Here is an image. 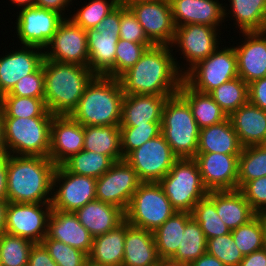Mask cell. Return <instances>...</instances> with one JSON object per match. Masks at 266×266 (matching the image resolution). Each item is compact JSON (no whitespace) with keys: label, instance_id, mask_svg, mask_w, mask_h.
<instances>
[{"label":"cell","instance_id":"f1b7e54d","mask_svg":"<svg viewBox=\"0 0 266 266\" xmlns=\"http://www.w3.org/2000/svg\"><path fill=\"white\" fill-rule=\"evenodd\" d=\"M228 118L243 147L261 145L266 139V111L247 103Z\"/></svg>","mask_w":266,"mask_h":266},{"label":"cell","instance_id":"4dcf8cb0","mask_svg":"<svg viewBox=\"0 0 266 266\" xmlns=\"http://www.w3.org/2000/svg\"><path fill=\"white\" fill-rule=\"evenodd\" d=\"M178 94L189 104L192 115L200 129L219 124L228 118V115L208 93L194 90L184 80Z\"/></svg>","mask_w":266,"mask_h":266},{"label":"cell","instance_id":"1f68e13d","mask_svg":"<svg viewBox=\"0 0 266 266\" xmlns=\"http://www.w3.org/2000/svg\"><path fill=\"white\" fill-rule=\"evenodd\" d=\"M125 245V220L113 230L93 239L88 259L106 266H122Z\"/></svg>","mask_w":266,"mask_h":266},{"label":"cell","instance_id":"a7ac6f4b","mask_svg":"<svg viewBox=\"0 0 266 266\" xmlns=\"http://www.w3.org/2000/svg\"><path fill=\"white\" fill-rule=\"evenodd\" d=\"M262 216L264 217L265 222H266V210L262 213Z\"/></svg>","mask_w":266,"mask_h":266},{"label":"cell","instance_id":"f6af8a7d","mask_svg":"<svg viewBox=\"0 0 266 266\" xmlns=\"http://www.w3.org/2000/svg\"><path fill=\"white\" fill-rule=\"evenodd\" d=\"M117 6V0H90L81 9H78L73 16L68 15V18L87 30L98 25Z\"/></svg>","mask_w":266,"mask_h":266},{"label":"cell","instance_id":"89a4df30","mask_svg":"<svg viewBox=\"0 0 266 266\" xmlns=\"http://www.w3.org/2000/svg\"><path fill=\"white\" fill-rule=\"evenodd\" d=\"M262 32H263V33L265 34V36H266V24H265V26H264Z\"/></svg>","mask_w":266,"mask_h":266},{"label":"cell","instance_id":"e0dca14e","mask_svg":"<svg viewBox=\"0 0 266 266\" xmlns=\"http://www.w3.org/2000/svg\"><path fill=\"white\" fill-rule=\"evenodd\" d=\"M136 16L148 40L154 46H170L175 36L169 0L132 4L128 7Z\"/></svg>","mask_w":266,"mask_h":266},{"label":"cell","instance_id":"03108f58","mask_svg":"<svg viewBox=\"0 0 266 266\" xmlns=\"http://www.w3.org/2000/svg\"><path fill=\"white\" fill-rule=\"evenodd\" d=\"M118 1V5H122L125 7H129L132 4H136V3H144V2H152V1H160V0H117Z\"/></svg>","mask_w":266,"mask_h":266},{"label":"cell","instance_id":"9f6ffc18","mask_svg":"<svg viewBox=\"0 0 266 266\" xmlns=\"http://www.w3.org/2000/svg\"><path fill=\"white\" fill-rule=\"evenodd\" d=\"M73 0H36V7L48 9L52 11H56L59 14H61L64 18H67V14H65V10L67 9L71 4ZM66 7V8H65Z\"/></svg>","mask_w":266,"mask_h":266},{"label":"cell","instance_id":"d590c367","mask_svg":"<svg viewBox=\"0 0 266 266\" xmlns=\"http://www.w3.org/2000/svg\"><path fill=\"white\" fill-rule=\"evenodd\" d=\"M235 244L243 256L263 249L266 245V222L262 214H257L246 224L231 231Z\"/></svg>","mask_w":266,"mask_h":266},{"label":"cell","instance_id":"9c48e42d","mask_svg":"<svg viewBox=\"0 0 266 266\" xmlns=\"http://www.w3.org/2000/svg\"><path fill=\"white\" fill-rule=\"evenodd\" d=\"M236 77L237 56L232 46L223 49L218 47L211 55L193 66L183 76V80L194 90L209 93Z\"/></svg>","mask_w":266,"mask_h":266},{"label":"cell","instance_id":"83f0119b","mask_svg":"<svg viewBox=\"0 0 266 266\" xmlns=\"http://www.w3.org/2000/svg\"><path fill=\"white\" fill-rule=\"evenodd\" d=\"M74 213L93 237L113 230L125 220L122 209L99 200L88 202Z\"/></svg>","mask_w":266,"mask_h":266},{"label":"cell","instance_id":"4fadbf2b","mask_svg":"<svg viewBox=\"0 0 266 266\" xmlns=\"http://www.w3.org/2000/svg\"><path fill=\"white\" fill-rule=\"evenodd\" d=\"M219 28L204 24H187L177 26L171 48L181 51L183 59L189 67L184 65L183 76L198 62L211 55L220 45ZM186 69V70H185Z\"/></svg>","mask_w":266,"mask_h":266},{"label":"cell","instance_id":"cb8c5ba5","mask_svg":"<svg viewBox=\"0 0 266 266\" xmlns=\"http://www.w3.org/2000/svg\"><path fill=\"white\" fill-rule=\"evenodd\" d=\"M86 31L88 66L95 75L115 78L116 45L118 33H103L89 28Z\"/></svg>","mask_w":266,"mask_h":266},{"label":"cell","instance_id":"ee69618b","mask_svg":"<svg viewBox=\"0 0 266 266\" xmlns=\"http://www.w3.org/2000/svg\"><path fill=\"white\" fill-rule=\"evenodd\" d=\"M119 126L121 130V150L124 159L133 150L161 134V122H149L147 125Z\"/></svg>","mask_w":266,"mask_h":266},{"label":"cell","instance_id":"11a10c76","mask_svg":"<svg viewBox=\"0 0 266 266\" xmlns=\"http://www.w3.org/2000/svg\"><path fill=\"white\" fill-rule=\"evenodd\" d=\"M121 5L112 10L98 25L93 27L103 33H120Z\"/></svg>","mask_w":266,"mask_h":266},{"label":"cell","instance_id":"91938a15","mask_svg":"<svg viewBox=\"0 0 266 266\" xmlns=\"http://www.w3.org/2000/svg\"><path fill=\"white\" fill-rule=\"evenodd\" d=\"M190 266H226L215 256L205 252L198 259L194 260Z\"/></svg>","mask_w":266,"mask_h":266},{"label":"cell","instance_id":"4316f807","mask_svg":"<svg viewBox=\"0 0 266 266\" xmlns=\"http://www.w3.org/2000/svg\"><path fill=\"white\" fill-rule=\"evenodd\" d=\"M207 196L215 203L217 214L231 231L257 215L238 189L209 191Z\"/></svg>","mask_w":266,"mask_h":266},{"label":"cell","instance_id":"3957f363","mask_svg":"<svg viewBox=\"0 0 266 266\" xmlns=\"http://www.w3.org/2000/svg\"><path fill=\"white\" fill-rule=\"evenodd\" d=\"M44 102L53 115H70L96 76L89 66L43 59Z\"/></svg>","mask_w":266,"mask_h":266},{"label":"cell","instance_id":"bcb514c9","mask_svg":"<svg viewBox=\"0 0 266 266\" xmlns=\"http://www.w3.org/2000/svg\"><path fill=\"white\" fill-rule=\"evenodd\" d=\"M206 252L226 266H239L244 258L231 233L207 239Z\"/></svg>","mask_w":266,"mask_h":266},{"label":"cell","instance_id":"003e7915","mask_svg":"<svg viewBox=\"0 0 266 266\" xmlns=\"http://www.w3.org/2000/svg\"><path fill=\"white\" fill-rule=\"evenodd\" d=\"M83 266H106V265H102L96 262H93L89 259H87V261L85 262V264Z\"/></svg>","mask_w":266,"mask_h":266},{"label":"cell","instance_id":"d6a6232c","mask_svg":"<svg viewBox=\"0 0 266 266\" xmlns=\"http://www.w3.org/2000/svg\"><path fill=\"white\" fill-rule=\"evenodd\" d=\"M83 150L108 156L113 162L124 159L119 125L84 126Z\"/></svg>","mask_w":266,"mask_h":266},{"label":"cell","instance_id":"2e32d148","mask_svg":"<svg viewBox=\"0 0 266 266\" xmlns=\"http://www.w3.org/2000/svg\"><path fill=\"white\" fill-rule=\"evenodd\" d=\"M16 33L22 45L45 48L64 17L56 11L39 7L19 10Z\"/></svg>","mask_w":266,"mask_h":266},{"label":"cell","instance_id":"ac0fdd59","mask_svg":"<svg viewBox=\"0 0 266 266\" xmlns=\"http://www.w3.org/2000/svg\"><path fill=\"white\" fill-rule=\"evenodd\" d=\"M238 158L239 155L196 153L194 159L208 192L238 189Z\"/></svg>","mask_w":266,"mask_h":266},{"label":"cell","instance_id":"74e56055","mask_svg":"<svg viewBox=\"0 0 266 266\" xmlns=\"http://www.w3.org/2000/svg\"><path fill=\"white\" fill-rule=\"evenodd\" d=\"M0 108L3 117L33 118L54 116L47 110L44 98L2 95L0 97Z\"/></svg>","mask_w":266,"mask_h":266},{"label":"cell","instance_id":"52a82bcc","mask_svg":"<svg viewBox=\"0 0 266 266\" xmlns=\"http://www.w3.org/2000/svg\"><path fill=\"white\" fill-rule=\"evenodd\" d=\"M158 183L177 211L191 212L208 194L194 158H178Z\"/></svg>","mask_w":266,"mask_h":266},{"label":"cell","instance_id":"ba28073f","mask_svg":"<svg viewBox=\"0 0 266 266\" xmlns=\"http://www.w3.org/2000/svg\"><path fill=\"white\" fill-rule=\"evenodd\" d=\"M176 211L158 182H142L124 213L130 225L154 232Z\"/></svg>","mask_w":266,"mask_h":266},{"label":"cell","instance_id":"c3c4849f","mask_svg":"<svg viewBox=\"0 0 266 266\" xmlns=\"http://www.w3.org/2000/svg\"><path fill=\"white\" fill-rule=\"evenodd\" d=\"M42 243L58 266H83L88 259L86 253L47 235Z\"/></svg>","mask_w":266,"mask_h":266},{"label":"cell","instance_id":"60d3db41","mask_svg":"<svg viewBox=\"0 0 266 266\" xmlns=\"http://www.w3.org/2000/svg\"><path fill=\"white\" fill-rule=\"evenodd\" d=\"M207 240L199 224L191 218L182 234L181 246L171 258L173 261L191 264L206 252Z\"/></svg>","mask_w":266,"mask_h":266},{"label":"cell","instance_id":"7402d4cb","mask_svg":"<svg viewBox=\"0 0 266 266\" xmlns=\"http://www.w3.org/2000/svg\"><path fill=\"white\" fill-rule=\"evenodd\" d=\"M175 27L204 24L220 28L226 20L224 4L219 0H169ZM225 19V20H224ZM219 26V27H218Z\"/></svg>","mask_w":266,"mask_h":266},{"label":"cell","instance_id":"816d5d0a","mask_svg":"<svg viewBox=\"0 0 266 266\" xmlns=\"http://www.w3.org/2000/svg\"><path fill=\"white\" fill-rule=\"evenodd\" d=\"M240 191L257 214L266 210V176L248 181Z\"/></svg>","mask_w":266,"mask_h":266},{"label":"cell","instance_id":"f907efd6","mask_svg":"<svg viewBox=\"0 0 266 266\" xmlns=\"http://www.w3.org/2000/svg\"><path fill=\"white\" fill-rule=\"evenodd\" d=\"M119 38L134 43H151L132 11L121 5Z\"/></svg>","mask_w":266,"mask_h":266},{"label":"cell","instance_id":"f546056e","mask_svg":"<svg viewBox=\"0 0 266 266\" xmlns=\"http://www.w3.org/2000/svg\"><path fill=\"white\" fill-rule=\"evenodd\" d=\"M243 146L229 118L223 122L200 129L197 153L240 155Z\"/></svg>","mask_w":266,"mask_h":266},{"label":"cell","instance_id":"44dd1931","mask_svg":"<svg viewBox=\"0 0 266 266\" xmlns=\"http://www.w3.org/2000/svg\"><path fill=\"white\" fill-rule=\"evenodd\" d=\"M244 40L234 50L238 76L247 84L266 77V36L261 32H242ZM241 44V45H240Z\"/></svg>","mask_w":266,"mask_h":266},{"label":"cell","instance_id":"680465c9","mask_svg":"<svg viewBox=\"0 0 266 266\" xmlns=\"http://www.w3.org/2000/svg\"><path fill=\"white\" fill-rule=\"evenodd\" d=\"M0 200H7V154L0 155Z\"/></svg>","mask_w":266,"mask_h":266},{"label":"cell","instance_id":"7c38bea8","mask_svg":"<svg viewBox=\"0 0 266 266\" xmlns=\"http://www.w3.org/2000/svg\"><path fill=\"white\" fill-rule=\"evenodd\" d=\"M51 204L8 202L4 232L42 243L48 232Z\"/></svg>","mask_w":266,"mask_h":266},{"label":"cell","instance_id":"ffe728a7","mask_svg":"<svg viewBox=\"0 0 266 266\" xmlns=\"http://www.w3.org/2000/svg\"><path fill=\"white\" fill-rule=\"evenodd\" d=\"M11 52L0 56V97L9 93L22 77L35 72L44 59V49L37 46L22 45L20 50Z\"/></svg>","mask_w":266,"mask_h":266},{"label":"cell","instance_id":"484cf974","mask_svg":"<svg viewBox=\"0 0 266 266\" xmlns=\"http://www.w3.org/2000/svg\"><path fill=\"white\" fill-rule=\"evenodd\" d=\"M171 96L148 94L124 95L120 125H147L161 122L165 101Z\"/></svg>","mask_w":266,"mask_h":266},{"label":"cell","instance_id":"e575fe53","mask_svg":"<svg viewBox=\"0 0 266 266\" xmlns=\"http://www.w3.org/2000/svg\"><path fill=\"white\" fill-rule=\"evenodd\" d=\"M191 213L176 211L154 232V240L160 259H171L181 246L182 234L186 223L191 219Z\"/></svg>","mask_w":266,"mask_h":266},{"label":"cell","instance_id":"94428289","mask_svg":"<svg viewBox=\"0 0 266 266\" xmlns=\"http://www.w3.org/2000/svg\"><path fill=\"white\" fill-rule=\"evenodd\" d=\"M7 205H8L7 200H0V235L4 233L5 229V217H6Z\"/></svg>","mask_w":266,"mask_h":266},{"label":"cell","instance_id":"6da1fadb","mask_svg":"<svg viewBox=\"0 0 266 266\" xmlns=\"http://www.w3.org/2000/svg\"><path fill=\"white\" fill-rule=\"evenodd\" d=\"M171 46H152L118 80L125 95L173 96L183 81V66Z\"/></svg>","mask_w":266,"mask_h":266},{"label":"cell","instance_id":"9a60e30c","mask_svg":"<svg viewBox=\"0 0 266 266\" xmlns=\"http://www.w3.org/2000/svg\"><path fill=\"white\" fill-rule=\"evenodd\" d=\"M44 50L47 60L88 66L86 31L68 17L61 21Z\"/></svg>","mask_w":266,"mask_h":266},{"label":"cell","instance_id":"be15d7a7","mask_svg":"<svg viewBox=\"0 0 266 266\" xmlns=\"http://www.w3.org/2000/svg\"><path fill=\"white\" fill-rule=\"evenodd\" d=\"M10 2L20 9L34 7L36 4V0H10Z\"/></svg>","mask_w":266,"mask_h":266},{"label":"cell","instance_id":"7dc6e473","mask_svg":"<svg viewBox=\"0 0 266 266\" xmlns=\"http://www.w3.org/2000/svg\"><path fill=\"white\" fill-rule=\"evenodd\" d=\"M152 46H154L152 43H134L119 38L115 51V78L118 79L133 67Z\"/></svg>","mask_w":266,"mask_h":266},{"label":"cell","instance_id":"8fae6325","mask_svg":"<svg viewBox=\"0 0 266 266\" xmlns=\"http://www.w3.org/2000/svg\"><path fill=\"white\" fill-rule=\"evenodd\" d=\"M178 157L162 134L133 150L125 160L136 171L141 182H159L172 168Z\"/></svg>","mask_w":266,"mask_h":266},{"label":"cell","instance_id":"6f0895ef","mask_svg":"<svg viewBox=\"0 0 266 266\" xmlns=\"http://www.w3.org/2000/svg\"><path fill=\"white\" fill-rule=\"evenodd\" d=\"M239 266H266V247L244 256Z\"/></svg>","mask_w":266,"mask_h":266},{"label":"cell","instance_id":"f35d334b","mask_svg":"<svg viewBox=\"0 0 266 266\" xmlns=\"http://www.w3.org/2000/svg\"><path fill=\"white\" fill-rule=\"evenodd\" d=\"M266 176V148L262 145L243 147L238 158V190L248 181Z\"/></svg>","mask_w":266,"mask_h":266},{"label":"cell","instance_id":"d4e9b609","mask_svg":"<svg viewBox=\"0 0 266 266\" xmlns=\"http://www.w3.org/2000/svg\"><path fill=\"white\" fill-rule=\"evenodd\" d=\"M159 261L153 232L134 227L125 220L122 266H153Z\"/></svg>","mask_w":266,"mask_h":266},{"label":"cell","instance_id":"5b68a950","mask_svg":"<svg viewBox=\"0 0 266 266\" xmlns=\"http://www.w3.org/2000/svg\"><path fill=\"white\" fill-rule=\"evenodd\" d=\"M200 128L189 104L177 93L168 97L162 111L161 134L178 158H194Z\"/></svg>","mask_w":266,"mask_h":266},{"label":"cell","instance_id":"836d02e7","mask_svg":"<svg viewBox=\"0 0 266 266\" xmlns=\"http://www.w3.org/2000/svg\"><path fill=\"white\" fill-rule=\"evenodd\" d=\"M230 10L224 6V17L232 16L239 32H261L266 24V0H228ZM228 11V12H227ZM230 14V16L228 15Z\"/></svg>","mask_w":266,"mask_h":266},{"label":"cell","instance_id":"8992f818","mask_svg":"<svg viewBox=\"0 0 266 266\" xmlns=\"http://www.w3.org/2000/svg\"><path fill=\"white\" fill-rule=\"evenodd\" d=\"M53 117H3L7 155L48 157Z\"/></svg>","mask_w":266,"mask_h":266},{"label":"cell","instance_id":"681fc988","mask_svg":"<svg viewBox=\"0 0 266 266\" xmlns=\"http://www.w3.org/2000/svg\"><path fill=\"white\" fill-rule=\"evenodd\" d=\"M19 97L44 98V72L41 65L35 72L22 77L9 93Z\"/></svg>","mask_w":266,"mask_h":266},{"label":"cell","instance_id":"db71d44e","mask_svg":"<svg viewBox=\"0 0 266 266\" xmlns=\"http://www.w3.org/2000/svg\"><path fill=\"white\" fill-rule=\"evenodd\" d=\"M249 103L266 111V77L248 84Z\"/></svg>","mask_w":266,"mask_h":266},{"label":"cell","instance_id":"5bb4252c","mask_svg":"<svg viewBox=\"0 0 266 266\" xmlns=\"http://www.w3.org/2000/svg\"><path fill=\"white\" fill-rule=\"evenodd\" d=\"M141 183L125 159L114 161L110 169L97 178L96 200L115 205L125 212Z\"/></svg>","mask_w":266,"mask_h":266},{"label":"cell","instance_id":"30bf717a","mask_svg":"<svg viewBox=\"0 0 266 266\" xmlns=\"http://www.w3.org/2000/svg\"><path fill=\"white\" fill-rule=\"evenodd\" d=\"M96 178L67 171L56 166L53 175L52 209L75 212L88 202L96 200Z\"/></svg>","mask_w":266,"mask_h":266},{"label":"cell","instance_id":"7bdbcfd3","mask_svg":"<svg viewBox=\"0 0 266 266\" xmlns=\"http://www.w3.org/2000/svg\"><path fill=\"white\" fill-rule=\"evenodd\" d=\"M34 243L7 233L0 235L1 266H27L29 252Z\"/></svg>","mask_w":266,"mask_h":266},{"label":"cell","instance_id":"f5cc1de1","mask_svg":"<svg viewBox=\"0 0 266 266\" xmlns=\"http://www.w3.org/2000/svg\"><path fill=\"white\" fill-rule=\"evenodd\" d=\"M27 266H58L43 243H34L30 249Z\"/></svg>","mask_w":266,"mask_h":266},{"label":"cell","instance_id":"ab89813d","mask_svg":"<svg viewBox=\"0 0 266 266\" xmlns=\"http://www.w3.org/2000/svg\"><path fill=\"white\" fill-rule=\"evenodd\" d=\"M208 94L228 116L249 102L248 84L239 76L221 84Z\"/></svg>","mask_w":266,"mask_h":266},{"label":"cell","instance_id":"277c9868","mask_svg":"<svg viewBox=\"0 0 266 266\" xmlns=\"http://www.w3.org/2000/svg\"><path fill=\"white\" fill-rule=\"evenodd\" d=\"M124 95L117 78L96 75L70 116L83 126L120 125Z\"/></svg>","mask_w":266,"mask_h":266},{"label":"cell","instance_id":"7a4b0ae2","mask_svg":"<svg viewBox=\"0 0 266 266\" xmlns=\"http://www.w3.org/2000/svg\"><path fill=\"white\" fill-rule=\"evenodd\" d=\"M55 169L48 157L7 155V201L51 204Z\"/></svg>","mask_w":266,"mask_h":266},{"label":"cell","instance_id":"d6986e66","mask_svg":"<svg viewBox=\"0 0 266 266\" xmlns=\"http://www.w3.org/2000/svg\"><path fill=\"white\" fill-rule=\"evenodd\" d=\"M84 126L70 115H54L51 122L48 158L61 165L70 156L83 150Z\"/></svg>","mask_w":266,"mask_h":266},{"label":"cell","instance_id":"e7e4bbea","mask_svg":"<svg viewBox=\"0 0 266 266\" xmlns=\"http://www.w3.org/2000/svg\"><path fill=\"white\" fill-rule=\"evenodd\" d=\"M160 266H190L189 264L173 261L171 259H160Z\"/></svg>","mask_w":266,"mask_h":266},{"label":"cell","instance_id":"6125c7cd","mask_svg":"<svg viewBox=\"0 0 266 266\" xmlns=\"http://www.w3.org/2000/svg\"><path fill=\"white\" fill-rule=\"evenodd\" d=\"M7 154L6 153V145L4 140V121L2 110L0 108V155Z\"/></svg>","mask_w":266,"mask_h":266},{"label":"cell","instance_id":"b9f144b4","mask_svg":"<svg viewBox=\"0 0 266 266\" xmlns=\"http://www.w3.org/2000/svg\"><path fill=\"white\" fill-rule=\"evenodd\" d=\"M190 213L202 229L206 240L231 233L217 214L215 203L208 196L199 200Z\"/></svg>","mask_w":266,"mask_h":266},{"label":"cell","instance_id":"2644e50d","mask_svg":"<svg viewBox=\"0 0 266 266\" xmlns=\"http://www.w3.org/2000/svg\"><path fill=\"white\" fill-rule=\"evenodd\" d=\"M261 145L266 148V139L264 140V142Z\"/></svg>","mask_w":266,"mask_h":266},{"label":"cell","instance_id":"603a6c76","mask_svg":"<svg viewBox=\"0 0 266 266\" xmlns=\"http://www.w3.org/2000/svg\"><path fill=\"white\" fill-rule=\"evenodd\" d=\"M47 236L61 241L89 255L94 237L79 222L74 212L52 209L48 221Z\"/></svg>","mask_w":266,"mask_h":266},{"label":"cell","instance_id":"8d00e7d4","mask_svg":"<svg viewBox=\"0 0 266 266\" xmlns=\"http://www.w3.org/2000/svg\"><path fill=\"white\" fill-rule=\"evenodd\" d=\"M112 163L106 155L82 150L70 156L61 165L71 173L97 179L110 169Z\"/></svg>","mask_w":266,"mask_h":266}]
</instances>
